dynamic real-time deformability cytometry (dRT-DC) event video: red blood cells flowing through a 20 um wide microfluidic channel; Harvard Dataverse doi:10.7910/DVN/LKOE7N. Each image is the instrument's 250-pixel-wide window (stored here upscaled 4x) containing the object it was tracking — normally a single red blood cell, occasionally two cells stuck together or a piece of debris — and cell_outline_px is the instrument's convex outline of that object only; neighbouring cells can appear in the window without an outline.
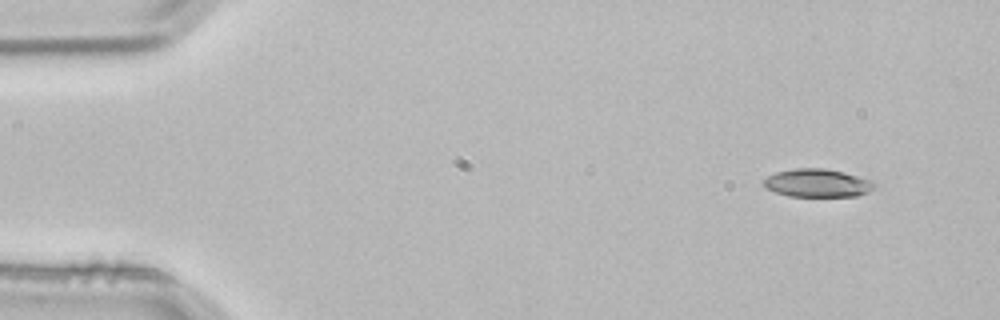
{"species": "common noctule bat (a hibernating species)", "species_latin": "Nyctalus noctula", "temperature_condition": "room temperature", "stored_images_in_passage": 2, "camera_frame_rate_fps": 3000, "um_per_image_px": 0.085, "animal": {"sex": "male", "body_mass_g": 21.5, "forearm_length_mm": 52.0}, "frame": {"image": 1, "passage_image": 1, "time_ms": 0.0, "image_size_px": [1000, 320], "cell_outline_px": [[876, 188], [868, 192], [856, 196], [788, 196], [776, 192], [768, 188], [764, 184], [764, 180], [768, 176], [776, 172], [796, 168], [824, 168], [844, 172], [872, 180], [876, 184]], "centroid_in_image_um": [69.53, 15.55], "position_along_channel_um": 15.5, "area_um2": 18.09}}